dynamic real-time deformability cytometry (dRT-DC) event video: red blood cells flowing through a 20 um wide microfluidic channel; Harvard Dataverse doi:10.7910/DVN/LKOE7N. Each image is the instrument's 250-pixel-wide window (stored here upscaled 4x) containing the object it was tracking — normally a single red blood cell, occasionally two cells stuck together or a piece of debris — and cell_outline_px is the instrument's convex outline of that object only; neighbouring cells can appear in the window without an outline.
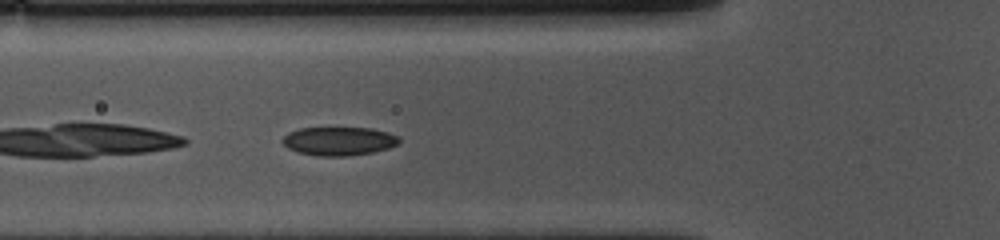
{"species": "common noctule bat (a hibernating species)", "species_latin": "Nyctalus noctula", "temperature_condition": "cold", "stored_images_in_passage": 38, "camera_frame_rate_fps": 3000, "um_per_image_px": 0.085, "animal": {"sex": "female", "body_mass_g": 10.0, "forearm_length_mm": 53.1}, "frame": {"image": 1, "passage_image": 4, "time_ms": 1.0, "image_size_px": [1000, 240], "cell_outline_px": [[400, 140], [396, 144], [388, 148], [372, 152], [348, 156], [320, 156], [296, 152], [288, 148], [280, 140], [288, 132], [300, 128], [372, 128], [388, 132], [396, 136]], "centroid_in_image_um": [28.76, 11.99], "position_along_channel_um": 97.0, "area_um2": 19.36}}
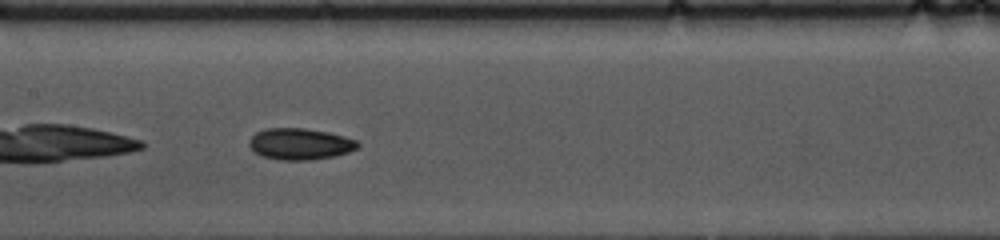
{"frame": {"image": 2, "passage_image": 11, "time_ms": 3.333, "image_size_px": [1000, 240], "cell_outline_px": [[360, 148], [336, 156], [308, 160], [280, 160], [264, 156], [256, 152], [248, 144], [248, 140], [256, 132], [268, 128], [304, 128], [328, 132], [344, 136], [356, 140], [360, 144]], "centroid_in_image_um": [25.53, 12.23], "position_along_channel_um": 181.9, "area_um2": 19.88}}
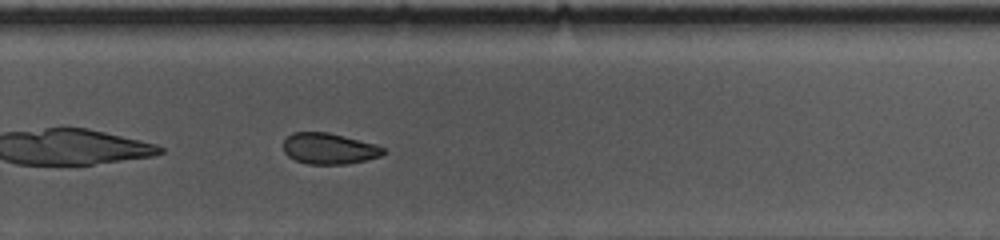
{"frame": {"image": 3, "passage_image": 21, "time_ms": 6.667, "image_size_px": [1000, 240], "cell_outline_px": [[384, 152], [380, 156], [348, 164], [308, 164], [296, 160], [288, 156], [284, 152], [284, 140], [292, 132], [328, 132], [376, 144], [384, 148]], "centroid_in_image_um": [27.95, 12.63], "position_along_channel_um": 301.8, "area_um2": 17.98}, "authors_computed_cell_mechanics": {"area_um2": 19.4786, "velocity_mm_per_s": 3.6152, "shape_relaxation_time_tau1_ms": 3.8558, "shape_relaxation_time_tau2_ms": 5.9409, "deformation_change_tau1": 0.0759, "deformation_change_tau2": 0.0974}}